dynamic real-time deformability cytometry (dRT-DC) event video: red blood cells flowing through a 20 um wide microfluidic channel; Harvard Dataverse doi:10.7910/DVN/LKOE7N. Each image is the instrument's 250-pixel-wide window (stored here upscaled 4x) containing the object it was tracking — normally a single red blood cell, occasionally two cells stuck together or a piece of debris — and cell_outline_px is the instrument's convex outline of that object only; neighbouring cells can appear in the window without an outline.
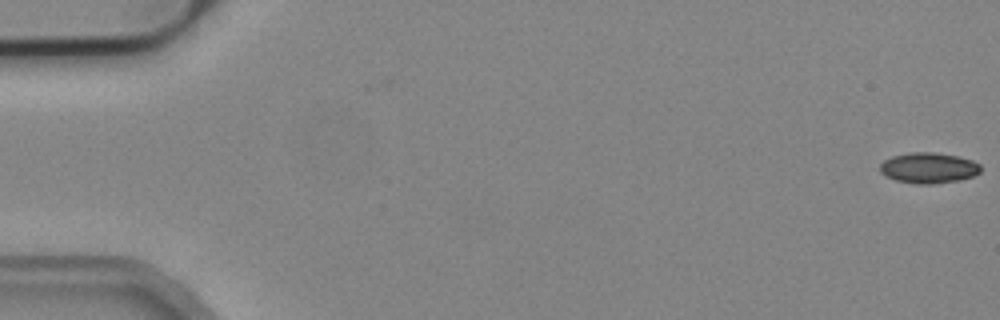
{"species": "common noctule bat (a hibernating species)", "species_latin": "Nyctalus noctula", "temperature_condition": "cold", "stored_images_in_passage": 4, "camera_frame_rate_fps": 3000, "um_per_image_px": 0.085, "animal": {"sex": "male", "body_mass_g": 19.2, "forearm_length_mm": 51.8}, "frame": {"image": 1, "passage_image": 4, "time_ms": 1.0, "image_size_px": [1000, 320], "cell_outline_px": [[980, 172], [972, 176], [960, 180], [932, 184], [916, 184], [896, 180], [884, 176], [880, 172], [880, 164], [884, 160], [892, 156], [912, 152], [936, 152], [956, 156], [972, 160], [980, 164]], "centroid_in_image_um": [78.91, 14.27], "position_along_channel_um": 6.1, "area_um2": 18.03}}